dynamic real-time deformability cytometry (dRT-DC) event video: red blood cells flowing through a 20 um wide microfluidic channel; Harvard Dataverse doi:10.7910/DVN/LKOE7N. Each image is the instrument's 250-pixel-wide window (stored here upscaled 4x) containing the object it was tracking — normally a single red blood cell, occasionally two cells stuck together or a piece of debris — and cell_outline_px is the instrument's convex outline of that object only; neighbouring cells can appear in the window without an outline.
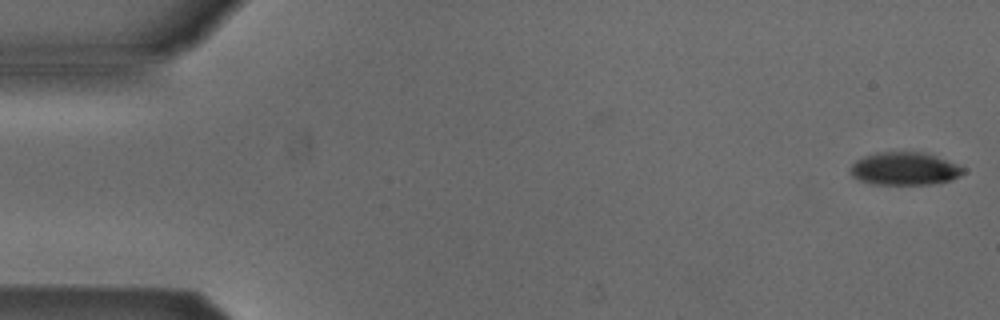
{"species": "Egyptian fruit bat (a non-hibernating species)", "species_latin": "Rousettus aegyptiacus", "temperature_condition": "cold", "stored_images_in_passage": 53, "camera_frame_rate_fps": 3000, "um_per_image_px": 0.085, "animal": {"sex": "male"}, "frame": {"image": 1, "passage_image": 1, "time_ms": 0.0, "image_size_px": [1000, 320], "cell_outline_px": [[964, 172], [960, 176], [952, 180], [932, 184], [872, 184], [860, 180], [852, 176], [852, 164], [856, 160], [864, 156], [876, 152], [920, 152], [936, 156], [956, 164], [964, 168]], "centroid_in_image_um": [76.9, 14.34], "position_along_channel_um": 8.1, "area_um2": 21.44}}
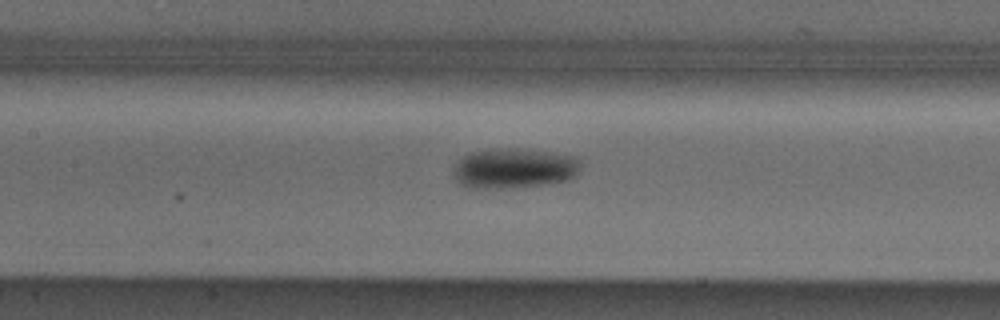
{"frame": {"image": 2, "passage_image": 24, "time_ms": 7.667, "image_size_px": [1000, 320], "cell_outline_px": [[580, 164], [576, 176], [568, 180], [544, 184], [512, 188], [472, 188], [460, 184], [456, 180], [452, 168], [456, 160], [460, 156], [472, 152], [496, 148], [516, 148], [548, 152], [576, 156]], "centroid_in_image_um": [43.64, 14.3], "position_along_channel_um": 163.8, "area_um2": 30.0}}
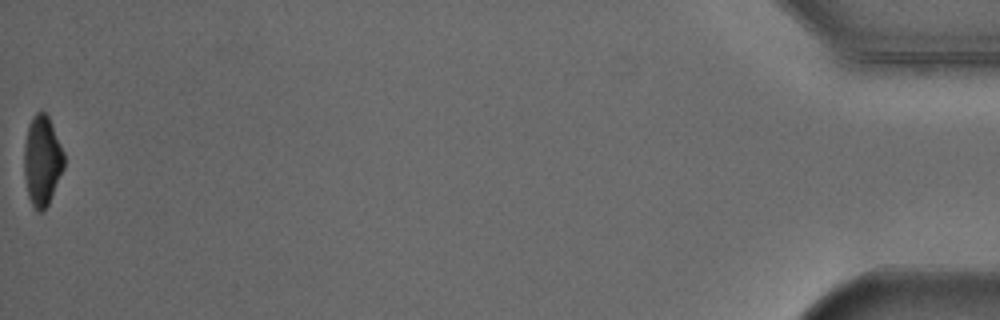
{"frame": {"image": 3, "passage_image": 53, "time_ms": 17.333, "image_size_px": [1000, 320], "cell_outline_px": [[64, 168], [48, 204], [44, 212], [40, 212], [32, 204], [28, 196], [24, 176], [24, 148], [28, 124], [36, 112], [40, 108], [48, 116], [52, 124], [64, 152]], "centroid_in_image_um": [3.58, 13.63], "position_along_channel_um": 431.6, "area_um2": 20.98}, "authors_computed_cell_mechanics": {"area_um2": 24.9118, "velocity_mm_per_s": 3.8613, "shape_relaxation_time_tau1_ms": 2.6103, "shape_relaxation_time_tau2_ms": null, "deformation_change_tau1": 0.1077, "deformation_change_tau2": null}}